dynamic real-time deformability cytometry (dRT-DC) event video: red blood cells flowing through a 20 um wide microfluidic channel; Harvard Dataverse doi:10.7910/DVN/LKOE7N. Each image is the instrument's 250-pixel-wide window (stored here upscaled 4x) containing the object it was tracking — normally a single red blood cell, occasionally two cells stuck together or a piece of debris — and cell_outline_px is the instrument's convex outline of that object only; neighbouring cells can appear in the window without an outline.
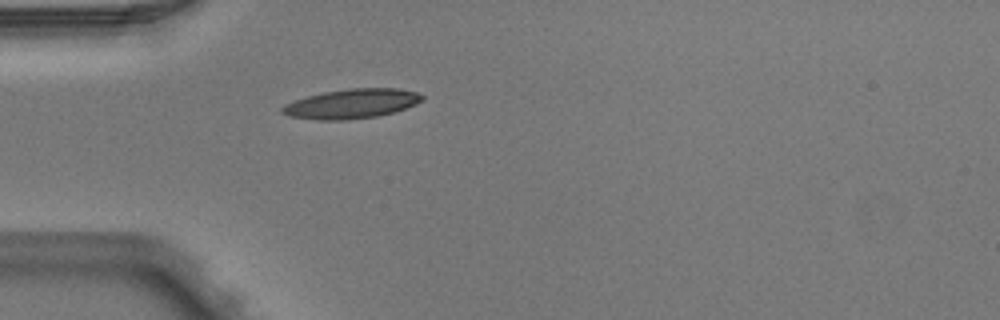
{"species": "Egyptian fruit bat (a non-hibernating species)", "species_latin": "Rousettus aegyptiacus", "temperature_condition": "warm", "stored_images_in_passage": 1, "camera_frame_rate_fps": 3000, "um_per_image_px": 0.085, "animal": {"sex": "male"}, "frame": {"image": 1, "passage_image": 1, "time_ms": 0.0, "image_size_px": [1000, 320], "cell_outline_px": [[424, 100], [416, 104], [392, 112], [376, 116], [348, 120], [316, 120], [288, 116], [280, 112], [280, 108], [284, 104], [308, 96], [324, 92], [348, 88], [396, 88], [420, 92], [424, 96]], "centroid_in_image_um": [29.89, 8.81], "position_along_channel_um": 55.1, "area_um2": 24.16}}